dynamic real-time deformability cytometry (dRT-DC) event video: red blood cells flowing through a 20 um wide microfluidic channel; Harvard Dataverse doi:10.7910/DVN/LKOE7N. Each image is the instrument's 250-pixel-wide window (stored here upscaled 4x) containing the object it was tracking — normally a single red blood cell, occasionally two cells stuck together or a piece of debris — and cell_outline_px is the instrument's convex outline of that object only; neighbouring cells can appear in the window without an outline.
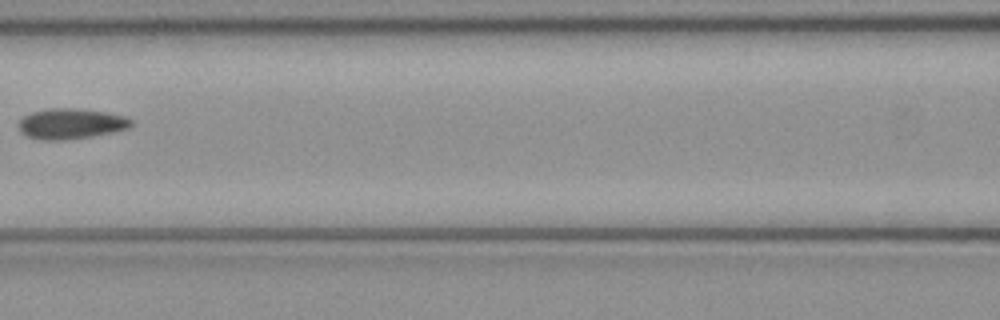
{"species": "common noctule bat (a hibernating species)", "species_latin": "Nyctalus noctula", "temperature_condition": "cold", "stored_images_in_passage": 7, "camera_frame_rate_fps": 3000, "um_per_image_px": 0.085, "animal": {"sex": "female", "body_mass_g": 21.9}, "frame": {"image": 1, "passage_image": 6, "time_ms": 1.667, "image_size_px": [1000, 320], "cell_outline_px": [[132, 124], [128, 128], [116, 132], [92, 136], [64, 140], [40, 140], [28, 136], [20, 132], [16, 124], [24, 116], [32, 112], [48, 108], [80, 108], [104, 112], [124, 116], [132, 120]], "centroid_in_image_um": [6.0, 10.52], "position_along_channel_um": 160.6, "area_um2": 20.17}}
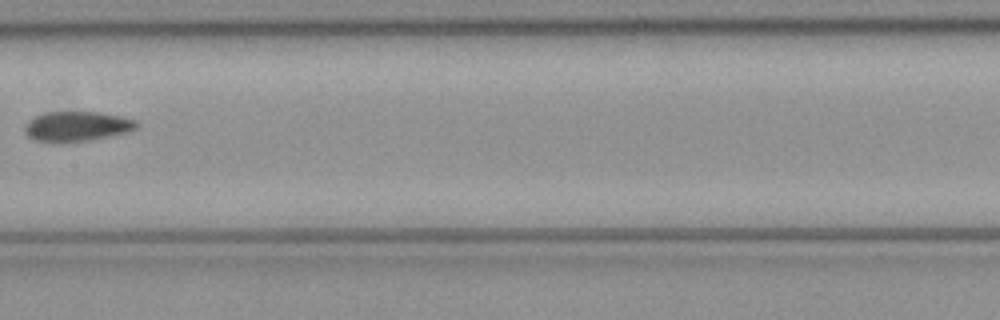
{"frame": {"image": 2, "passage_image": 7, "time_ms": 2.0, "image_size_px": [1000, 320], "cell_outline_px": [[140, 124], [136, 128], [128, 132], [88, 140], [56, 144], [52, 144], [36, 140], [28, 136], [24, 132], [24, 124], [32, 116], [48, 112], [100, 112], [120, 116], [136, 120]], "centroid_in_image_um": [6.48, 10.75], "position_along_channel_um": 200.9, "area_um2": 19.88}}